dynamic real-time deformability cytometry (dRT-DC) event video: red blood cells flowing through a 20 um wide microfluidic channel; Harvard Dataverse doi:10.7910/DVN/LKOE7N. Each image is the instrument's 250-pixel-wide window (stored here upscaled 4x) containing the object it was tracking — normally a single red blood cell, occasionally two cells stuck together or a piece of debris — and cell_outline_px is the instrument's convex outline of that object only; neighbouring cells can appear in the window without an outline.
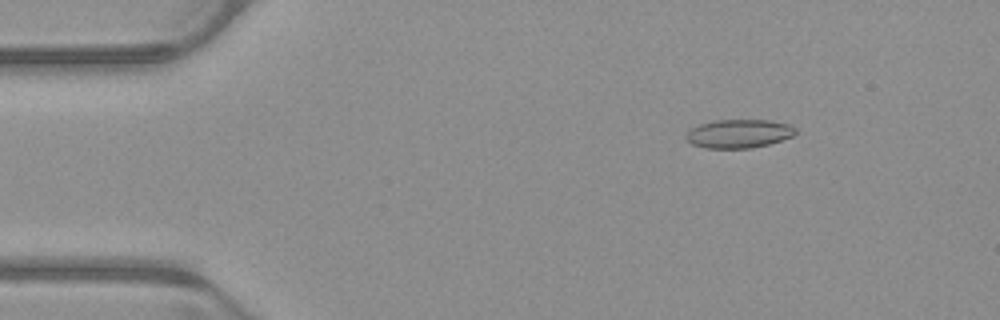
{"species": "common noctule bat (a hibernating species)", "species_latin": "Nyctalus noctula", "temperature_condition": "warm", "stored_images_in_passage": 47, "camera_frame_rate_fps": 3000, "um_per_image_px": 0.085, "animal": {"sex": "male", "body_mass_g": 23.1, "forearm_length_mm": 52.7}, "frame": {"image": 1, "passage_image": 2, "time_ms": 0.333, "image_size_px": [1000, 320], "cell_outline_px": [[796, 132], [792, 136], [768, 144], [752, 148], [704, 148], [692, 144], [684, 136], [692, 128], [700, 124], [712, 120], [768, 120], [788, 124], [796, 128]], "centroid_in_image_um": [62.78, 11.36], "position_along_channel_um": 22.2, "area_um2": 18.15}}
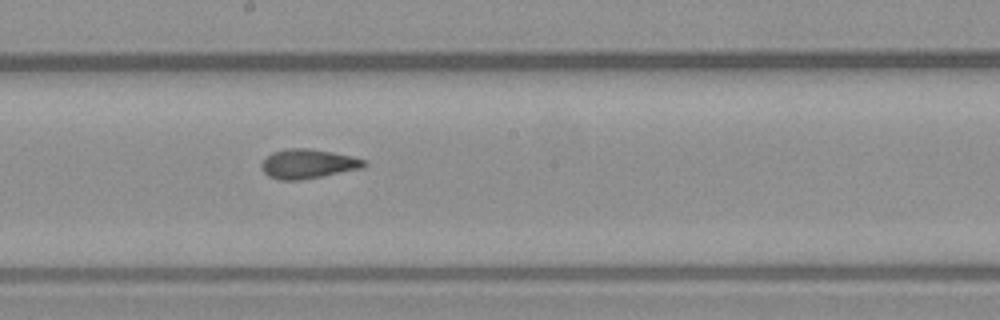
{"frame": {"image": 2, "passage_image": 23, "time_ms": 7.333, "image_size_px": [1000, 320], "cell_outline_px": [[368, 164], [360, 168], [300, 180], [280, 180], [268, 176], [260, 168], [260, 164], [272, 152], [288, 148], [308, 148], [332, 152], [352, 156], [368, 160]], "centroid_in_image_um": [26.16, 13.92], "position_along_channel_um": 222.0, "area_um2": 17.46}}
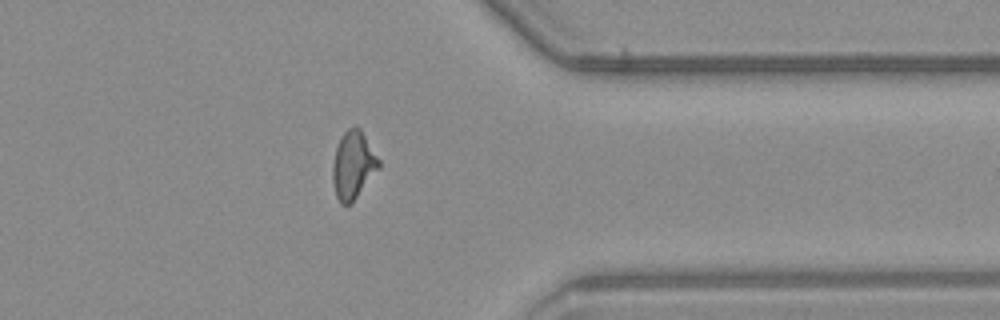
{"frame": {"image": 3, "passage_image": 36, "time_ms": 11.667, "image_size_px": [1000, 320], "cell_outline_px": [[380, 168], [352, 204], [340, 204], [336, 196], [332, 180], [332, 164], [336, 148], [344, 132], [348, 128], [356, 124], [360, 128], [380, 160]], "centroid_in_image_um": [30.03, 14.05], "position_along_channel_um": 381.4, "area_um2": 18.44}, "authors_computed_cell_mechanics": {"area_um2": 17.629, "velocity_mm_per_s": 3.9428, "shape_relaxation_time_tau1_ms": 7.0218, "shape_relaxation_time_tau2_ms": 1.9266, "deformation_change_tau1": 0.1944, "deformation_change_tau2": 0.1022}}